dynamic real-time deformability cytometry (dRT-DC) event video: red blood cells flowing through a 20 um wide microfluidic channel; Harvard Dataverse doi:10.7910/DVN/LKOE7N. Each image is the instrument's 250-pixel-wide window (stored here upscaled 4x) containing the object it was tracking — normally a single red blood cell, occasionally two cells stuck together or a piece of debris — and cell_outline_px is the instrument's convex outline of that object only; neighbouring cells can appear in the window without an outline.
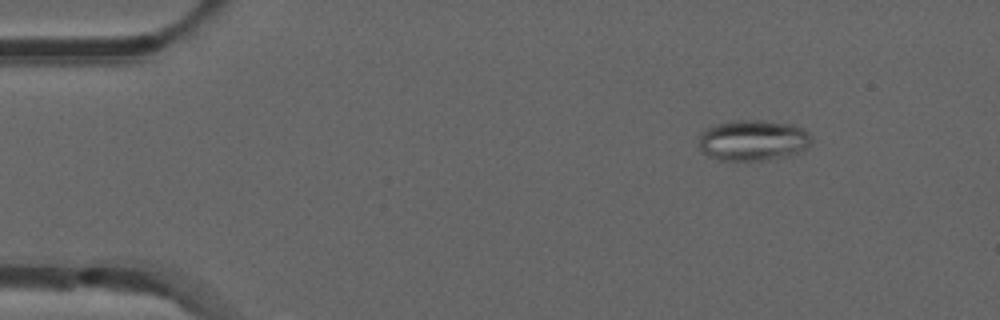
{"species": "common noctule bat (a hibernating species)", "species_latin": "Nyctalus noctula", "temperature_condition": "room temperature", "stored_images_in_passage": 47, "camera_frame_rate_fps": 3000, "um_per_image_px": 0.085, "animal": {"sex": "male", "forearm_length_mm": 52.5}, "frame": {"image": 1, "passage_image": 3, "time_ms": 0.667, "image_size_px": [1000, 320], "cell_outline_px": [[812, 140], [808, 148], [800, 152], [788, 156], [768, 160], [720, 160], [708, 156], [700, 152], [700, 132], [716, 124], [728, 120], [764, 120], [792, 124], [804, 128], [812, 136]], "centroid_in_image_um": [64.04, 11.92], "position_along_channel_um": 21.0, "area_um2": 27.28}}
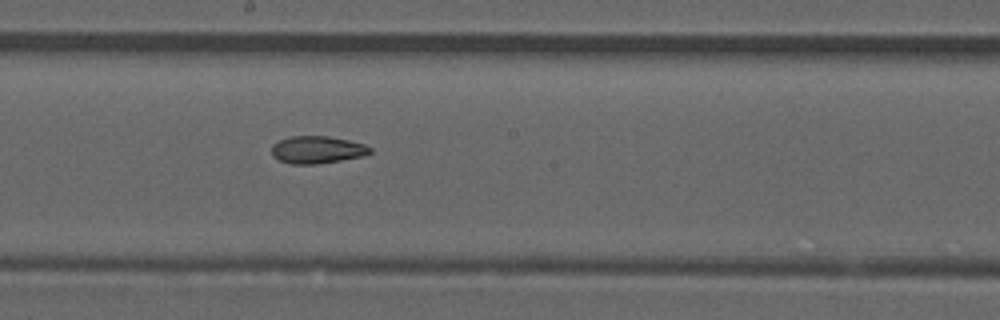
{"frame": {"image": 2, "passage_image": 25, "time_ms": 8.0, "image_size_px": [1000, 320], "cell_outline_px": [[372, 152], [364, 156], [316, 164], [288, 164], [272, 156], [272, 144], [280, 140], [292, 136], [328, 136], [348, 140], [364, 144], [372, 148]], "centroid_in_image_um": [26.96, 12.73], "position_along_channel_um": 221.2, "area_um2": 15.72}}
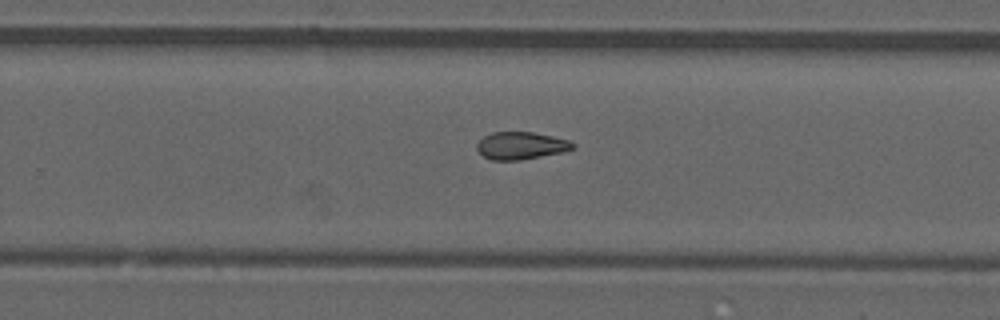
{"frame": {"image": 3, "passage_image": 30, "time_ms": 9.667, "image_size_px": [1000, 320], "cell_outline_px": [[576, 144], [572, 148], [560, 152], [520, 160], [492, 160], [484, 156], [476, 148], [476, 144], [484, 136], [492, 132], [532, 132], [552, 136], [568, 140]], "centroid_in_image_um": [44.24, 12.37], "position_along_channel_um": 285.6, "area_um2": 15.09}, "authors_computed_cell_mechanics": {"area_um2": 16.0106, "velocity_mm_per_s": 3.8721, "shape_relaxation_time_tau1_ms": null, "shape_relaxation_time_tau2_ms": 11.3366, "deformation_change_tau1": null, "deformation_change_tau2": 0.2225}}